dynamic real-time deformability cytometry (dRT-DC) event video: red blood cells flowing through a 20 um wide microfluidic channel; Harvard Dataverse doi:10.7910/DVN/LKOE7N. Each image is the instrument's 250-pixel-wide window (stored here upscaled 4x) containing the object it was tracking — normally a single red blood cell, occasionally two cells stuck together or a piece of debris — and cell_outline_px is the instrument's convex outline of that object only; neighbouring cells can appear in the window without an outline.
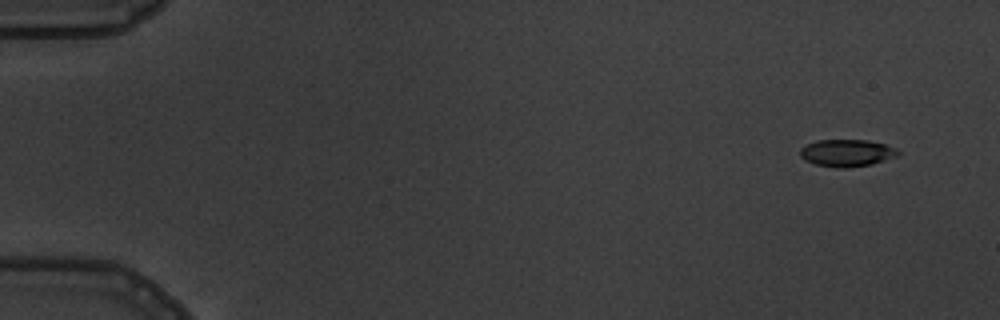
{"species": "common noctule bat (a hibernating species)", "species_latin": "Nyctalus noctula", "temperature_condition": "warm", "stored_images_in_passage": 6, "camera_frame_rate_fps": 3000, "um_per_image_px": 0.085, "animal": {"sex": "male", "body_mass_g": 19.5, "forearm_length_mm": 54.6}, "frame": {"image": 1, "passage_image": 1, "time_ms": 0.0, "image_size_px": [1000, 320], "cell_outline_px": [[900, 156], [872, 164], [848, 168], [836, 168], [816, 164], [804, 160], [800, 156], [800, 148], [816, 140], [864, 140], [884, 144], [896, 148], [900, 152]], "centroid_in_image_um": [72.0, 13.01], "position_along_channel_um": 13.0, "area_um2": 15.61}}
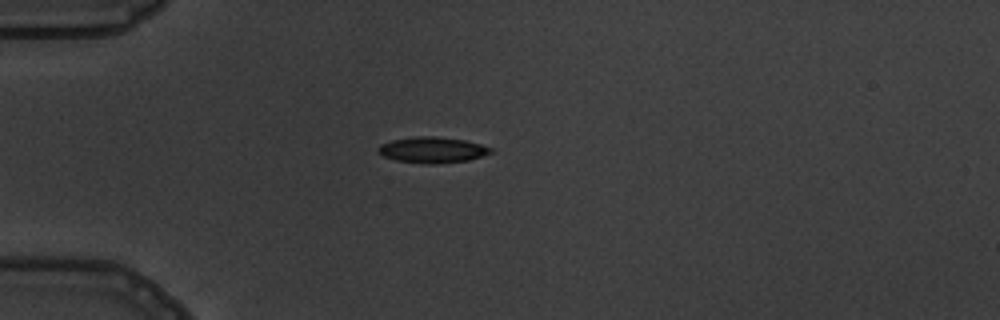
{"frame": {"image": 2, "passage_image": 4, "time_ms": 4.0, "image_size_px": [1000, 320], "cell_outline_px": [[492, 152], [468, 160], [432, 164], [428, 164], [396, 160], [384, 156], [376, 152], [376, 148], [380, 144], [392, 140], [412, 136], [436, 136], [464, 140], [480, 144], [492, 148]], "centroid_in_image_um": [36.69, 12.73], "position_along_channel_um": 48.3, "area_um2": 16.94}}
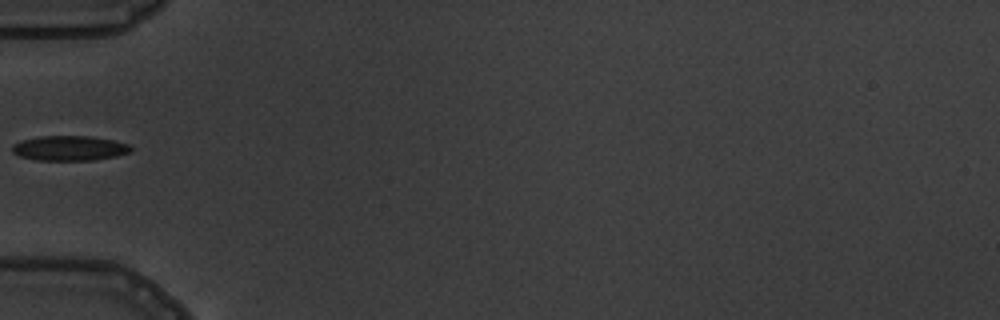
{"frame": {"image": 3, "passage_image": 5, "time_ms": 5.333, "image_size_px": [1000, 320], "cell_outline_px": [[132, 148], [128, 152], [116, 156], [92, 160], [36, 160], [20, 156], [12, 152], [12, 144], [20, 140], [40, 136], [92, 136], [116, 140], [128, 144]], "centroid_in_image_um": [5.88, 12.58], "position_along_channel_um": 79.1, "area_um2": 17.28}}